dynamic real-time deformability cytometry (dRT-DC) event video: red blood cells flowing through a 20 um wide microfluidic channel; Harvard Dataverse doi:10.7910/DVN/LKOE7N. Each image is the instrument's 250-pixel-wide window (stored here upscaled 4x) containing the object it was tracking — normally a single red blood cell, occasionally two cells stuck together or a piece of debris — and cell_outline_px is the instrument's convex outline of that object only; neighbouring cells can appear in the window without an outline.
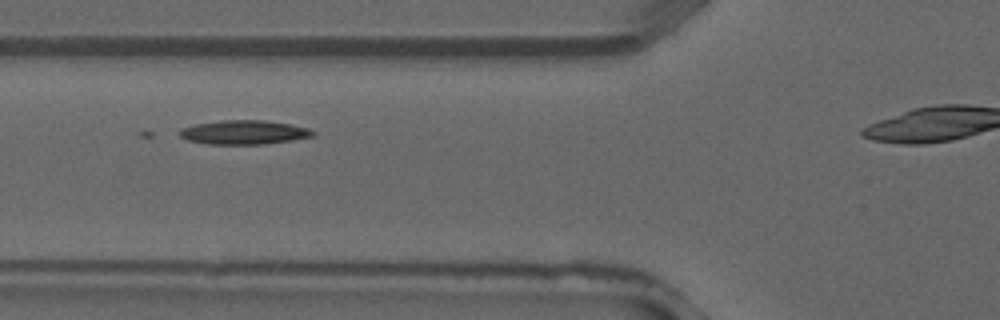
{"species": "common noctule bat (a hibernating species)", "species_latin": "Nyctalus noctula", "temperature_condition": "warm", "stored_images_in_passage": 27, "camera_frame_rate_fps": 3000, "um_per_image_px": 0.085, "animal": {"sex": "male", "forearm_length_mm": 52.5}, "frame": {"image": 1, "passage_image": 8, "time_ms": 2.333, "image_size_px": [1000, 320], "cell_outline_px": [[316, 132], [312, 136], [292, 140], [264, 144], [208, 144], [188, 140], [180, 136], [180, 132], [184, 128], [196, 124], [220, 120], [260, 120], [292, 124], [308, 128]], "centroid_in_image_um": [20.77, 11.24], "position_along_channel_um": 105.0, "area_um2": 18.5}}
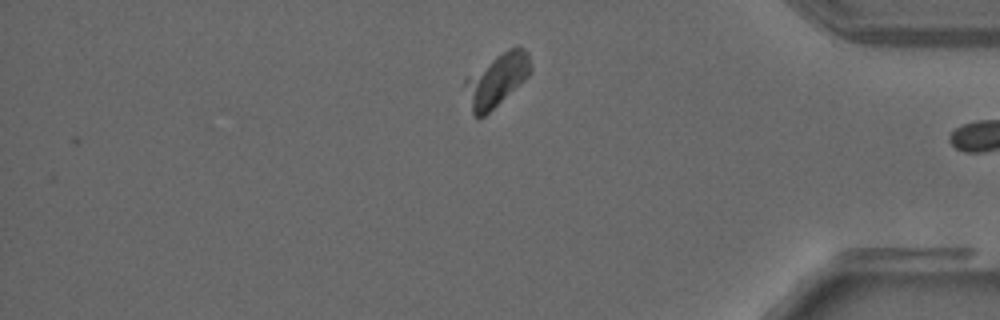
{"frame": {"image": 2, "passage_image": 26, "time_ms": 8.333, "image_size_px": [1000, 320], "cell_outline_px": [[532, 68], [528, 76], [524, 80], [484, 116], [476, 116], [472, 112], [464, 84], [464, 80], [468, 76], [496, 56], [508, 48], [516, 44], [524, 48], [528, 52]], "centroid_in_image_um": [42.25, 6.74], "position_along_channel_um": 392.9, "area_um2": 19.71}}